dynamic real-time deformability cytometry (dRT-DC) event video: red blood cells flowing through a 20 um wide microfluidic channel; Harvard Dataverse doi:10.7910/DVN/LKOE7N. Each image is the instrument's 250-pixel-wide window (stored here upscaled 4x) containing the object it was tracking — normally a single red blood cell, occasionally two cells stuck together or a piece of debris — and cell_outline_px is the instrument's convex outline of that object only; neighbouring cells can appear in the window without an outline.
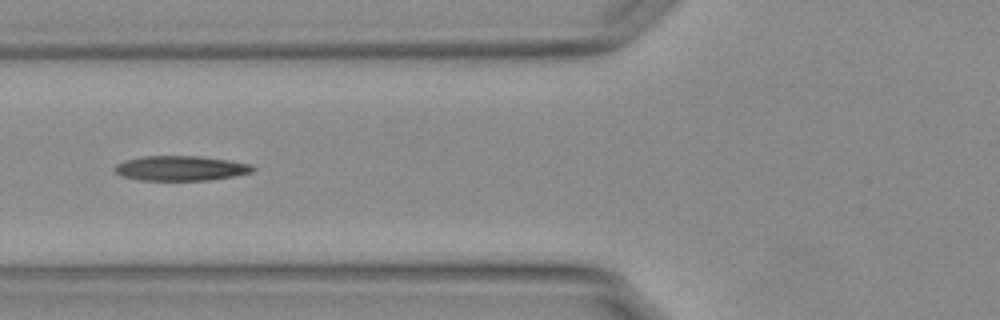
{"species": "Egyptian fruit bat (a non-hibernating species)", "species_latin": "Rousettus aegyptiacus", "temperature_condition": "warm", "stored_images_in_passage": 38, "camera_frame_rate_fps": 3000, "um_per_image_px": 0.085, "animal": {"sex": "female"}, "frame": {"image": 1, "passage_image": 6, "time_ms": 1.667, "image_size_px": [1000, 320], "cell_outline_px": [[256, 168], [252, 172], [232, 176], [208, 180], [140, 180], [120, 176], [112, 168], [116, 164], [124, 160], [140, 156], [200, 156], [228, 160], [252, 164]], "centroid_in_image_um": [15.32, 14.29], "position_along_channel_um": 110.5, "area_um2": 20.11}}